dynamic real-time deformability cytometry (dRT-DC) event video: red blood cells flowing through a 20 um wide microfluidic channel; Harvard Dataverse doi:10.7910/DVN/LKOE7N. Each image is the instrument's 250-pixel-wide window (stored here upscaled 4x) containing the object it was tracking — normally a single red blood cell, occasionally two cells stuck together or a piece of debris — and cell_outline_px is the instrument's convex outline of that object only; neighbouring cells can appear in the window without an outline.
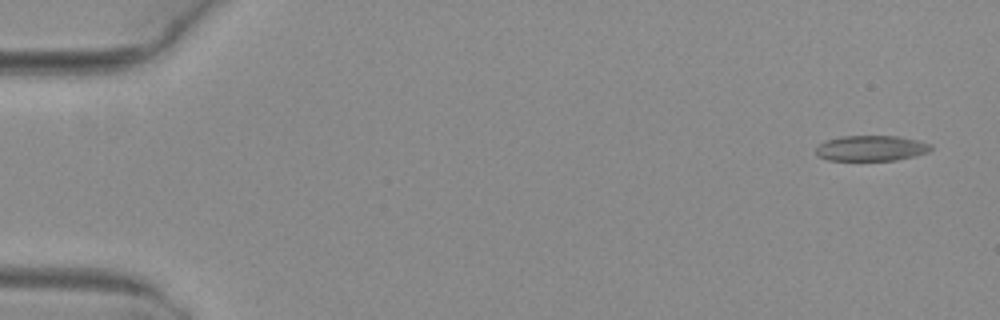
{"species": "common noctule bat (a hibernating species)", "species_latin": "Nyctalus noctula", "temperature_condition": "warm", "stored_images_in_passage": 4, "camera_frame_rate_fps": 3000, "um_per_image_px": 0.085, "animal": {"sex": "female", "body_mass_g": 29.2, "forearm_length_mm": 56.3}, "frame": {"image": 1, "passage_image": 1, "time_ms": 0.0, "image_size_px": [1000, 320], "cell_outline_px": [[932, 148], [928, 152], [916, 156], [896, 160], [828, 160], [816, 156], [816, 148], [824, 140], [840, 136], [896, 136], [916, 140], [932, 144]], "centroid_in_image_um": [74.03, 12.6], "position_along_channel_um": 11.0, "area_um2": 17.17}}
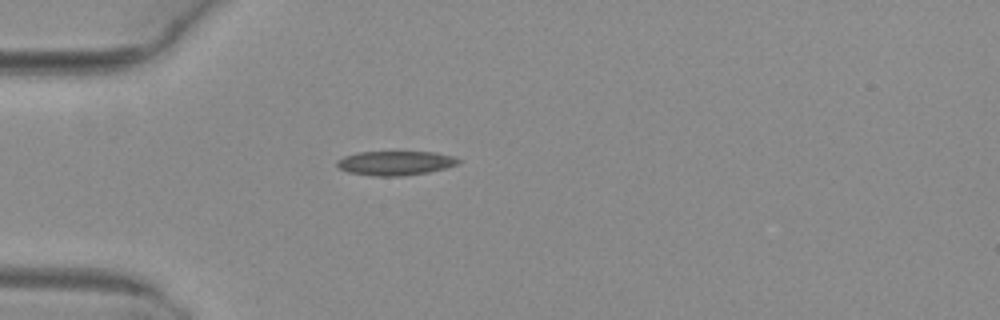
{"frame": {"image": 2, "passage_image": 4, "time_ms": 1.0, "image_size_px": [1000, 320], "cell_outline_px": [[460, 160], [456, 164], [444, 168], [428, 172], [404, 176], [372, 176], [348, 172], [340, 168], [336, 164], [336, 160], [344, 156], [356, 152], [436, 152], [456, 156]], "centroid_in_image_um": [33.58, 13.86], "position_along_channel_um": 51.4, "area_um2": 17.22}}